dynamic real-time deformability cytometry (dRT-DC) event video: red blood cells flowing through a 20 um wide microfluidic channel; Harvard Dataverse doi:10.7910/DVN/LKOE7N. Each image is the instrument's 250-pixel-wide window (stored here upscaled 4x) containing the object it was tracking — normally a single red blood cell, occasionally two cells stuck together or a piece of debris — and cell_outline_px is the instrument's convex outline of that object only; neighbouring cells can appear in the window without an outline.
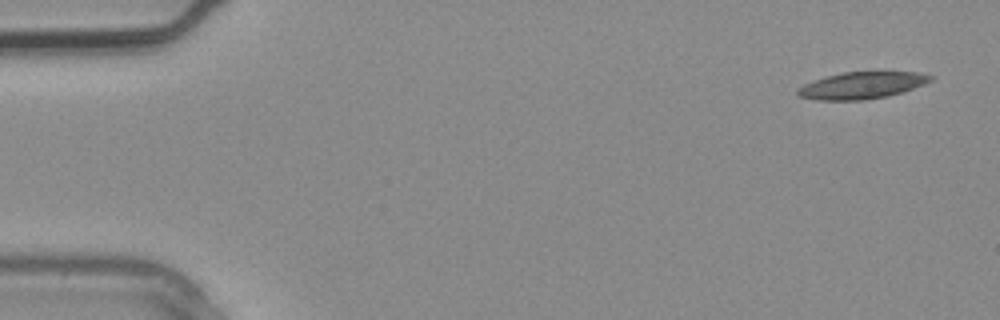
{"species": "common noctule bat (a hibernating species)", "species_latin": "Nyctalus noctula", "temperature_condition": "warm", "stored_images_in_passage": 3, "camera_frame_rate_fps": 3000, "um_per_image_px": 0.085, "animal": {"sex": "male", "body_mass_g": 20.4}, "frame": {"image": 1, "passage_image": 1, "time_ms": 0.0, "image_size_px": [1000, 320], "cell_outline_px": [[932, 80], [924, 84], [904, 92], [888, 96], [864, 100], [816, 100], [800, 96], [796, 92], [804, 84], [828, 76], [844, 72], [916, 72], [932, 76]], "centroid_in_image_um": [73.29, 7.27], "position_along_channel_um": 11.7, "area_um2": 20.52}}